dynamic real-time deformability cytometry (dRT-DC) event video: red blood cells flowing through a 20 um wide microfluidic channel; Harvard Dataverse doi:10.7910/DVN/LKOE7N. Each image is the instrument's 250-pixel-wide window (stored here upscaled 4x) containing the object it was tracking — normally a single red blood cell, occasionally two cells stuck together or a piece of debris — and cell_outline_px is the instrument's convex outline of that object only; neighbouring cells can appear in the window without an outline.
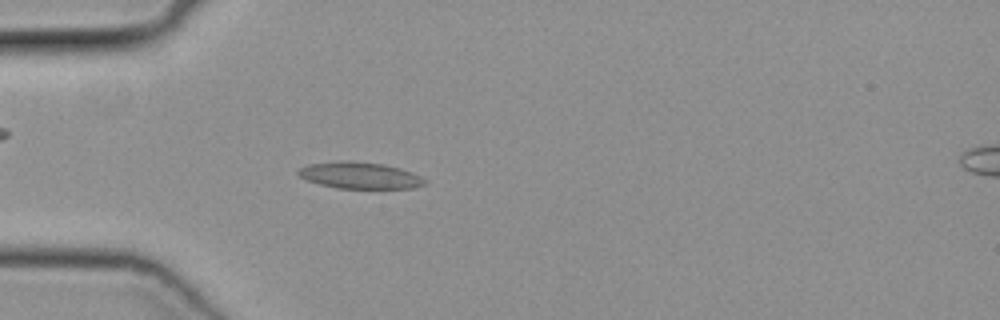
{"species": "common noctule bat (a hibernating species)", "species_latin": "Nyctalus noctula", "temperature_condition": "cold", "stored_images_in_passage": 43, "camera_frame_rate_fps": 3000, "um_per_image_px": 0.085, "animal": {"sex": "female", "body_mass_g": 19.3, "forearm_length_mm": 54.1}, "frame": {"image": 1, "passage_image": 14, "time_ms": 4.333, "image_size_px": [1000, 320], "cell_outline_px": [[428, 184], [412, 188], [336, 188], [320, 184], [308, 180], [300, 176], [296, 172], [300, 168], [308, 164], [340, 160], [384, 164], [400, 168], [412, 172], [428, 180]], "centroid_in_image_um": [30.62, 14.91], "position_along_channel_um": 54.4, "area_um2": 19.59}}
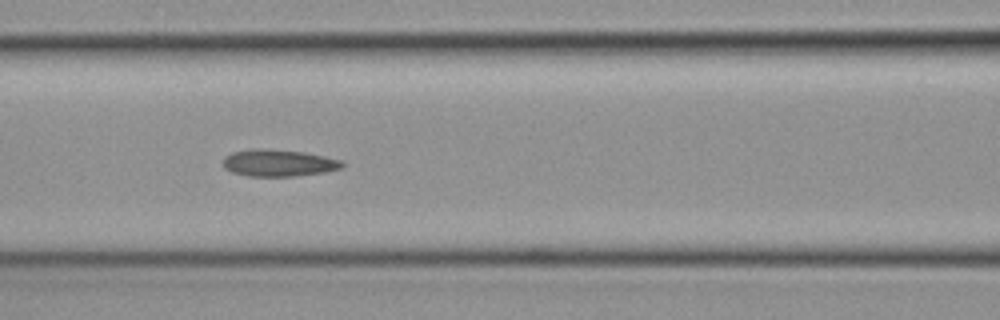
{"frame": {"image": 2, "passage_image": 21, "time_ms": 6.667, "image_size_px": [1000, 320], "cell_outline_px": [[344, 168], [324, 172], [296, 176], [248, 176], [232, 172], [224, 168], [224, 156], [232, 152], [252, 148], [268, 148], [304, 152], [324, 156], [340, 160], [344, 164]], "centroid_in_image_um": [23.67, 13.84], "position_along_channel_um": 142.9, "area_um2": 18.84}}
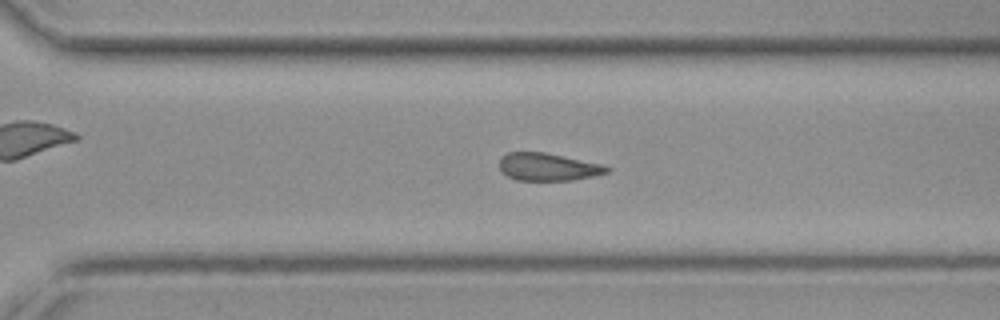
{"frame": {"image": 3, "passage_image": 34, "time_ms": 11.0, "image_size_px": [1000, 320], "cell_outline_px": [[612, 168], [608, 172], [592, 176], [572, 180], [516, 180], [500, 172], [500, 160], [508, 152], [544, 152], [600, 164]], "centroid_in_image_um": [46.55, 14.19], "position_along_channel_um": 324.0, "area_um2": 17.05}}